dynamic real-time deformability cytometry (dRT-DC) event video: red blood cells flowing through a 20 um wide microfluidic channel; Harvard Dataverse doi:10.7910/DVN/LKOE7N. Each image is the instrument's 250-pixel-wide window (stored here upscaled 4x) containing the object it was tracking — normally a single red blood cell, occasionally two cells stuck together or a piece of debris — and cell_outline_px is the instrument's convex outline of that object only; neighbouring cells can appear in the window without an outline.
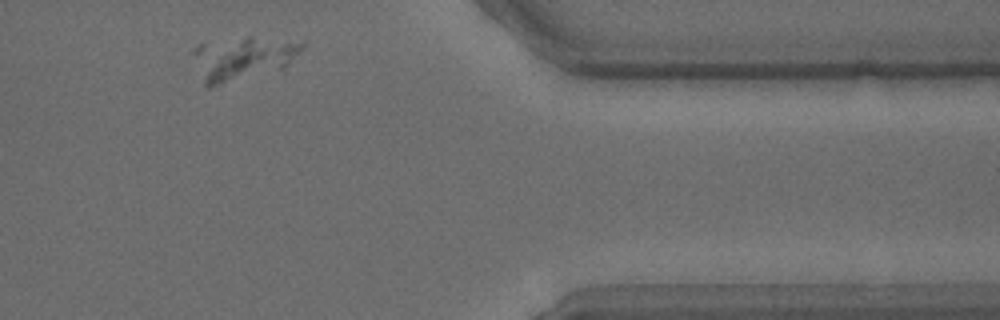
{"species": "common noctule bat (a hibernating species)", "species_latin": "Nyctalus noctula", "temperature_condition": "warm", "stored_images_in_passage": 34, "segment_of_instrument_passage": [2, 2], "camera_frame_rate_fps": 3000, "um_per_image_px": 0.085, "animal": {"sex": "male", "body_mass_g": 15.6}, "frame": {"image": 1, "passage_image": 27, "time_ms": 8.667, "image_size_px": [1000, 320], "cell_outline_px": [[304, 48], [284, 68], [208, 88], [204, 84], [192, 52], [200, 44], [248, 36], [252, 36], [304, 44]], "centroid_in_image_um": [20.61, 4.97], "position_along_channel_um": 390.8, "area_um2": 26.88}}
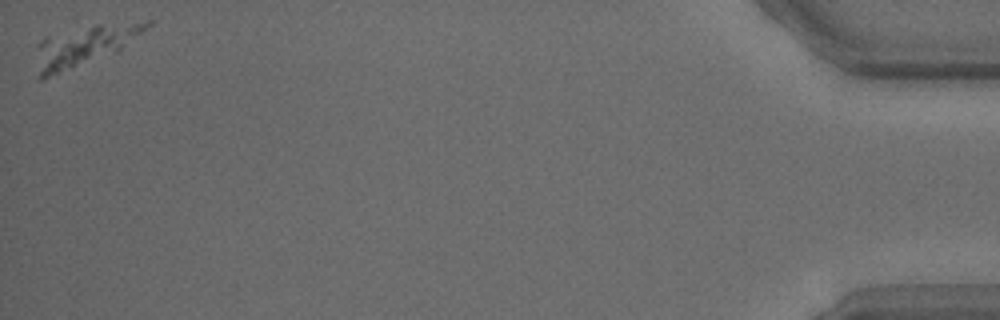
{"frame": {"image": 2, "passage_image": 34, "time_ms": 11.0, "image_size_px": [1000, 320], "cell_outline_px": [[152, 24], [120, 52], [44, 80], [40, 80], [36, 44], [40, 40], [48, 36], [100, 24], [148, 20], [152, 20]], "centroid_in_image_um": [7.23, 3.92], "position_along_channel_um": 428.0, "area_um2": 26.24}}